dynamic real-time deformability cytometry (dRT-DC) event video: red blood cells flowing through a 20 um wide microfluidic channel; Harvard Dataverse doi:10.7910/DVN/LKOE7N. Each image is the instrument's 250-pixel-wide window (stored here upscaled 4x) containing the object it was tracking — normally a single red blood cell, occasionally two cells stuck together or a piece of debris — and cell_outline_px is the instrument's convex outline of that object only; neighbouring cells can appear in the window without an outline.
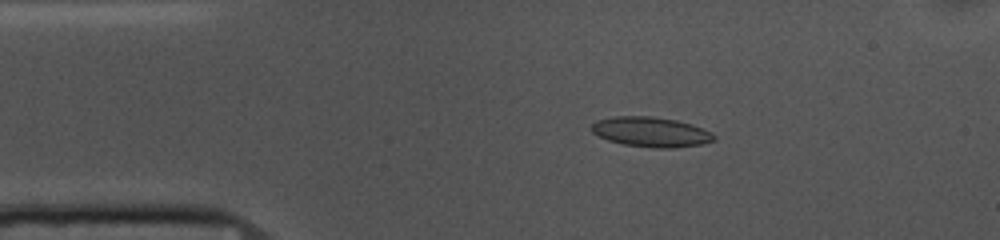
{"species": "common noctule bat (a hibernating species)", "species_latin": "Nyctalus noctula", "temperature_condition": "cold", "stored_images_in_passage": 53, "camera_frame_rate_fps": 3000, "um_per_image_px": 0.085, "animal": {"sex": "female", "body_mass_g": 10.0, "forearm_length_mm": 53.1}, "frame": {"image": 1, "passage_image": 9, "time_ms": 2.667, "image_size_px": [1000, 240], "cell_outline_px": [[716, 140], [700, 144], [672, 148], [652, 148], [624, 144], [608, 140], [592, 132], [592, 124], [596, 120], [612, 116], [652, 116], [676, 120], [692, 124], [712, 132], [716, 136]], "centroid_in_image_um": [55.35, 11.21], "position_along_channel_um": 29.7, "area_um2": 21.39}}
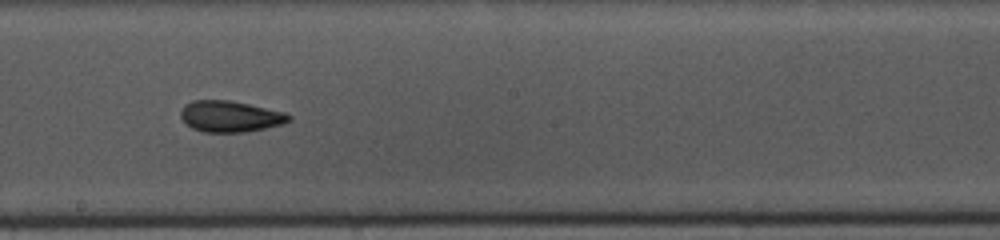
{"frame": {"image": 2, "passage_image": 28, "time_ms": 9.0, "image_size_px": [1000, 240], "cell_outline_px": [[292, 120], [284, 124], [244, 132], [204, 132], [192, 128], [180, 116], [180, 112], [184, 104], [192, 100], [228, 100], [288, 112], [292, 116]], "centroid_in_image_um": [19.61, 9.89], "position_along_channel_um": 228.6, "area_um2": 19.77}}
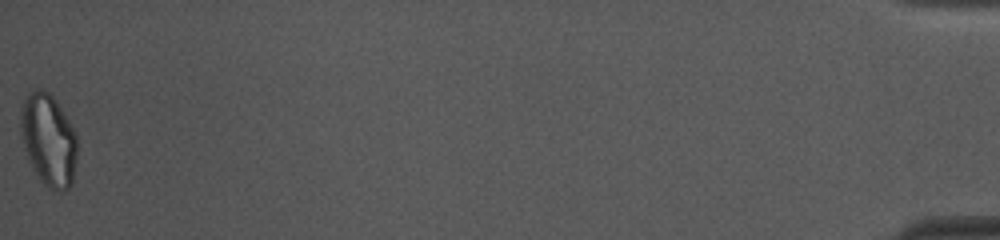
{"frame": {"image": 3, "passage_image": 53, "time_ms": 17.333, "image_size_px": [1000, 240], "cell_outline_px": [[76, 160], [72, 184], [64, 192], [60, 192], [48, 188], [40, 180], [28, 160], [24, 148], [20, 132], [20, 108], [24, 96], [28, 92], [36, 88], [40, 88], [48, 92], [56, 100], [68, 120], [76, 136]], "centroid_in_image_um": [4.09, 11.88], "position_along_channel_um": 431.1, "area_um2": 30.63}, "authors_computed_cell_mechanics": {"area_um2": 20.3456, "velocity_mm_per_s": 3.7004, "shape_relaxation_time_tau1_ms": null, "shape_relaxation_time_tau2_ms": 2.5532, "deformation_change_tau1": null, "deformation_change_tau2": 0.0981}}